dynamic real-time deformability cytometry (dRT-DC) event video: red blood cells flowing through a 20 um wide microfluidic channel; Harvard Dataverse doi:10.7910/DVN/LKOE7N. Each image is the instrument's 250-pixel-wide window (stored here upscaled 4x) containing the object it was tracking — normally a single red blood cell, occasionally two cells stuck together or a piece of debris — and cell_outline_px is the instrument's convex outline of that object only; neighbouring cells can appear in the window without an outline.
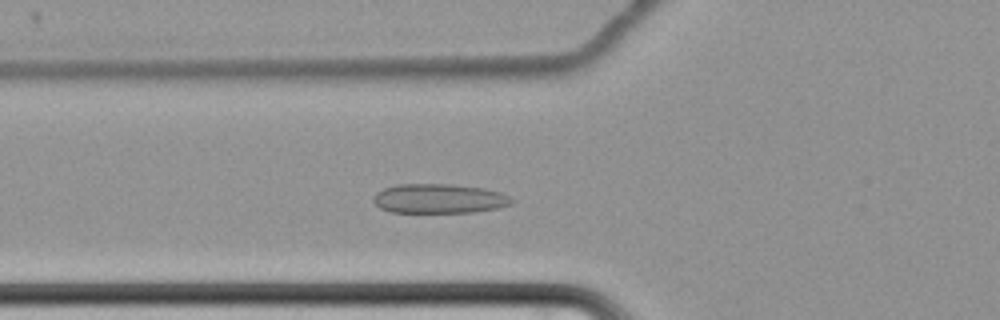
{"species": "common noctule bat (a hibernating species)", "species_latin": "Nyctalus noctula", "temperature_condition": "cold", "stored_images_in_passage": 60, "camera_frame_rate_fps": 3000, "um_per_image_px": 0.085, "animal": {"sex": "female", "body_mass_g": 22.7, "forearm_length_mm": 54.2}, "frame": {"image": 1, "passage_image": 22, "time_ms": 7.0, "image_size_px": [1000, 320], "cell_outline_px": [[516, 200], [512, 204], [496, 208], [472, 212], [392, 212], [380, 208], [372, 200], [376, 192], [384, 188], [396, 184], [448, 184], [484, 188], [500, 192], [512, 196]], "centroid_in_image_um": [37.35, 16.87], "position_along_channel_um": 88.5, "area_um2": 23.81}}
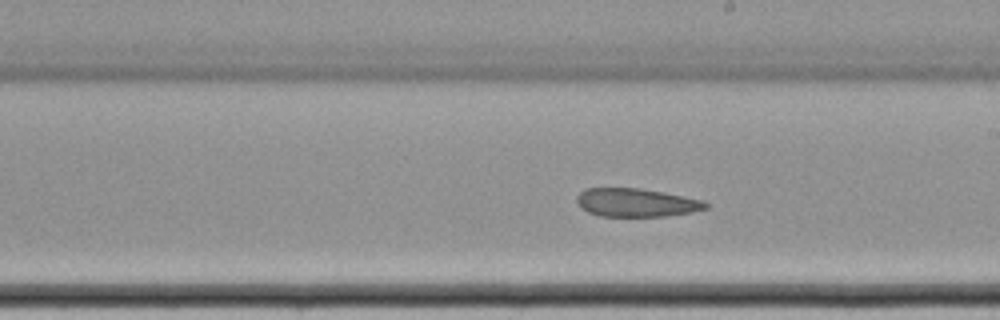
{"frame": {"image": 2, "passage_image": 35, "time_ms": 11.333, "image_size_px": [1000, 320], "cell_outline_px": [[708, 208], [692, 212], [664, 216], [600, 216], [588, 212], [580, 208], [576, 200], [576, 196], [584, 188], [640, 188], [664, 192], [704, 200], [708, 204]], "centroid_in_image_um": [54.07, 17.21], "position_along_channel_um": 234.9, "area_um2": 21.44}}
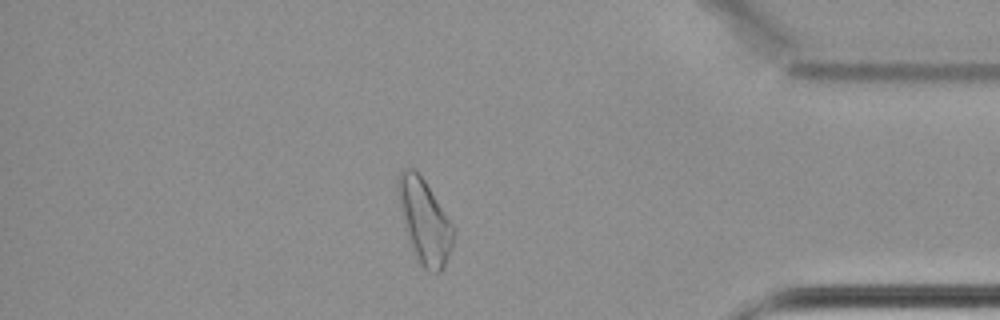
{"frame": {"image": 3, "passage_image": 52, "time_ms": 17.0, "image_size_px": [1000, 320], "cell_outline_px": [[456, 232], [452, 248], [444, 268], [436, 276], [428, 272], [420, 264], [404, 228], [396, 188], [396, 176], [400, 168], [412, 168], [424, 180], [456, 228]], "centroid_in_image_um": [36.09, 18.81], "position_along_channel_um": 399.1, "area_um2": 27.57}}